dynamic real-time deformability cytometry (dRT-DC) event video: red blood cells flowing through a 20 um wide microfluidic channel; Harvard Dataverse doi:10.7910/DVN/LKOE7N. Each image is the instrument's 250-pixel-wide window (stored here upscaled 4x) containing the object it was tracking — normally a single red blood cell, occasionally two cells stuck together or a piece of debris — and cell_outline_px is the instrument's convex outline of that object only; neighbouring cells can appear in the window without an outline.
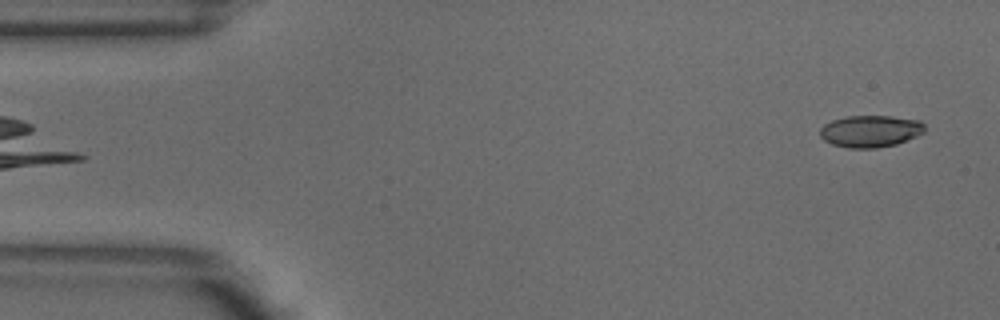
{"species": "common noctule bat (a hibernating species)", "species_latin": "Nyctalus noctula", "temperature_condition": "warm", "stored_images_in_passage": 5, "camera_frame_rate_fps": 3000, "um_per_image_px": 0.085, "animal": {"sex": "male", "body_mass_g": 18.8}, "frame": {"image": 1, "passage_image": 5, "time_ms": 1.333, "image_size_px": [1000, 320], "cell_outline_px": [[924, 132], [916, 136], [896, 144], [876, 148], [848, 148], [832, 144], [824, 140], [820, 136], [820, 128], [824, 124], [832, 120], [848, 116], [892, 116], [920, 120], [924, 124]], "centroid_in_image_um": [73.97, 11.15], "position_along_channel_um": 11.0, "area_um2": 19.48}}